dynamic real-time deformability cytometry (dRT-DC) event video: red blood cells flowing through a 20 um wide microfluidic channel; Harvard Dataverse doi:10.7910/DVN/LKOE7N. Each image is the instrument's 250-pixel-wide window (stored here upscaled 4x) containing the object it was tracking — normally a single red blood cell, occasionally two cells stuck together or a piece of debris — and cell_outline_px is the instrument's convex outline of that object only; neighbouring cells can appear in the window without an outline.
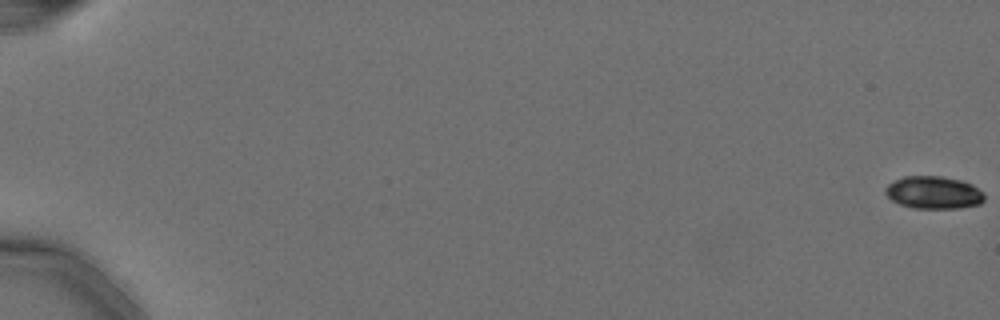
{"species": "Egyptian fruit bat (a non-hibernating species)", "species_latin": "Rousettus aegyptiacus", "temperature_condition": "cold", "stored_images_in_passage": 8, "camera_frame_rate_fps": 3000, "um_per_image_px": 0.085, "animal": {"sex": "female"}, "frame": {"image": 1, "passage_image": 1, "time_ms": 0.0, "image_size_px": [1000, 320], "cell_outline_px": [[984, 200], [980, 204], [960, 208], [912, 208], [900, 204], [892, 200], [884, 192], [884, 188], [888, 184], [904, 176], [944, 176], [960, 180], [972, 184], [984, 192]], "centroid_in_image_um": [79.37, 16.36], "position_along_channel_um": 5.6, "area_um2": 18.9}}
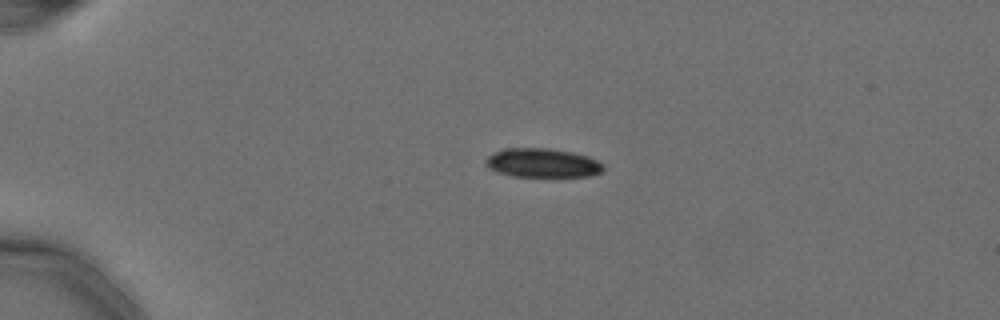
{"frame": {"image": 2, "passage_image": 5, "time_ms": 1.333, "image_size_px": [1000, 320], "cell_outline_px": [[604, 168], [600, 172], [592, 176], [512, 176], [488, 168], [484, 164], [484, 160], [488, 156], [504, 148], [548, 148], [572, 152], [588, 156], [604, 164]], "centroid_in_image_um": [46.1, 13.84], "position_along_channel_um": 38.9, "area_um2": 19.83}}
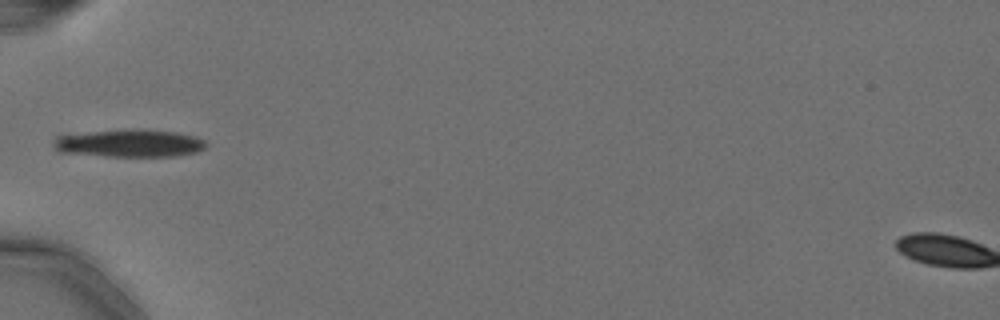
{"frame": {"image": 3, "passage_image": 7, "time_ms": 2.0, "image_size_px": [1000, 320], "cell_outline_px": [[208, 144], [204, 148], [196, 152], [176, 156], [108, 156], [60, 152], [52, 144], [52, 140], [56, 136], [64, 132], [176, 132], [196, 136], [204, 140]], "centroid_in_image_um": [10.93, 12.21], "position_along_channel_um": 74.1, "area_um2": 23.76}}